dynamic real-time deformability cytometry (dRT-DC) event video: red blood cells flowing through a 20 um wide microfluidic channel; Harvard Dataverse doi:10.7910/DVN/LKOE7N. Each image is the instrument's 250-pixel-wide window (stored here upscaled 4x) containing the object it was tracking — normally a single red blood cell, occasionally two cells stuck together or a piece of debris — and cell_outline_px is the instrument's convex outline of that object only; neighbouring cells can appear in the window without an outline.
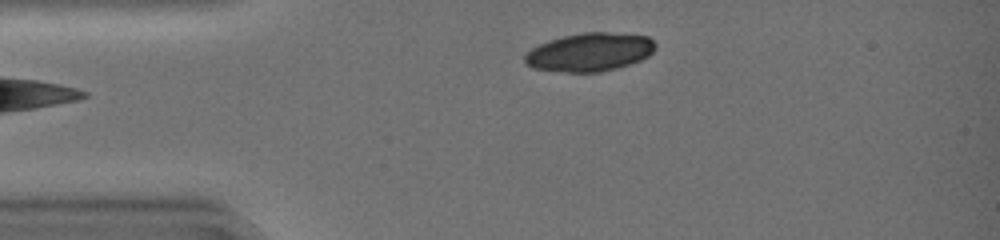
{"species": "common noctule bat (a hibernating species)", "species_latin": "Nyctalus noctula", "temperature_condition": "warm", "stored_images_in_passage": 33, "camera_frame_rate_fps": 3000, "um_per_image_px": 0.085, "animal": {"sex": "female", "body_mass_g": 19.0, "forearm_length_mm": 51.5}, "frame": {"image": 1, "passage_image": 1, "time_ms": 0.0, "image_size_px": [1000, 240], "cell_outline_px": [[656, 48], [648, 56], [640, 60], [616, 68], [600, 72], [568, 72], [532, 68], [524, 60], [524, 56], [532, 48], [548, 40], [564, 36], [584, 32], [604, 32], [648, 36], [656, 44]], "centroid_in_image_um": [50.13, 4.43], "position_along_channel_um": 34.9, "area_um2": 28.96}}
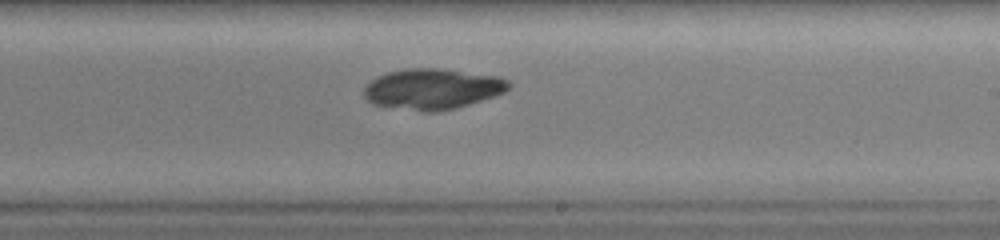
{"frame": {"image": 2, "passage_image": 19, "time_ms": 6.0, "image_size_px": [1000, 240], "cell_outline_px": [[512, 88], [496, 96], [452, 108], [432, 112], [428, 112], [372, 104], [364, 96], [364, 88], [376, 76], [388, 72], [408, 68], [440, 68], [500, 76], [508, 80], [512, 84]], "centroid_in_image_um": [36.8, 7.54], "position_along_channel_um": 252.2, "area_um2": 34.22}}
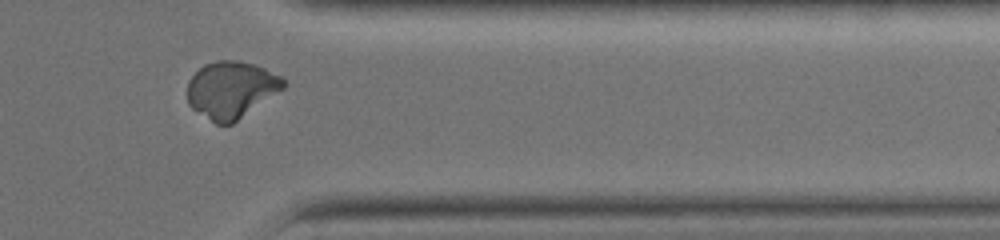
{"frame": {"image": 3, "passage_image": 29, "time_ms": 9.333, "image_size_px": [1000, 240], "cell_outline_px": [[288, 84], [284, 88], [232, 124], [216, 124], [192, 108], [188, 104], [188, 80], [204, 64], [216, 60], [240, 60], [264, 68], [280, 76]], "centroid_in_image_um": [19.65, 7.61], "position_along_channel_um": 391.8, "area_um2": 31.67}}